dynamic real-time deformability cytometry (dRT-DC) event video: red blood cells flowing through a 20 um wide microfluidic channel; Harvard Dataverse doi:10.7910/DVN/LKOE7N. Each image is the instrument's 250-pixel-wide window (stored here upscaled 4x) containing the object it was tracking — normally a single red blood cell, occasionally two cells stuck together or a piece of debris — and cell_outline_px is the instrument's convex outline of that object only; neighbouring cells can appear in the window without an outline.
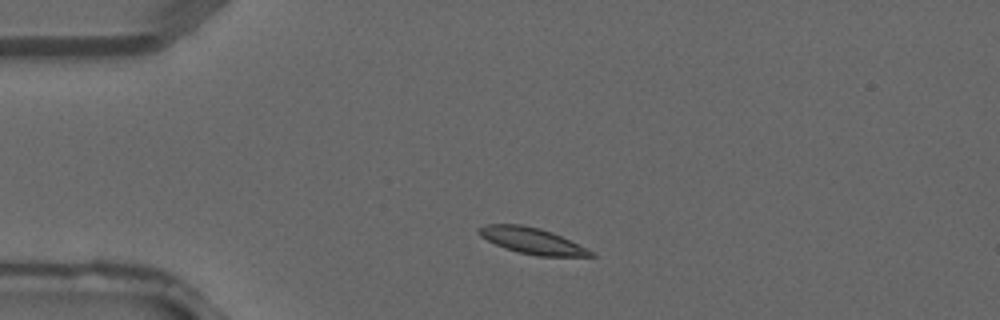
{"species": "common noctule bat (a hibernating species)", "species_latin": "Nyctalus noctula", "temperature_condition": "warm", "stored_images_in_passage": 2, "camera_frame_rate_fps": 3000, "um_per_image_px": 0.085, "animal": {"sex": "male", "forearm_length_mm": 52.5}, "frame": {"image": 1, "passage_image": 1, "time_ms": 0.0, "image_size_px": [1000, 320], "cell_outline_px": [[596, 256], [540, 256], [520, 252], [504, 248], [480, 236], [476, 228], [484, 224], [520, 224], [540, 228], [552, 232], [592, 252]], "centroid_in_image_um": [45.13, 20.44], "position_along_channel_um": 39.9, "area_um2": 16.65}}